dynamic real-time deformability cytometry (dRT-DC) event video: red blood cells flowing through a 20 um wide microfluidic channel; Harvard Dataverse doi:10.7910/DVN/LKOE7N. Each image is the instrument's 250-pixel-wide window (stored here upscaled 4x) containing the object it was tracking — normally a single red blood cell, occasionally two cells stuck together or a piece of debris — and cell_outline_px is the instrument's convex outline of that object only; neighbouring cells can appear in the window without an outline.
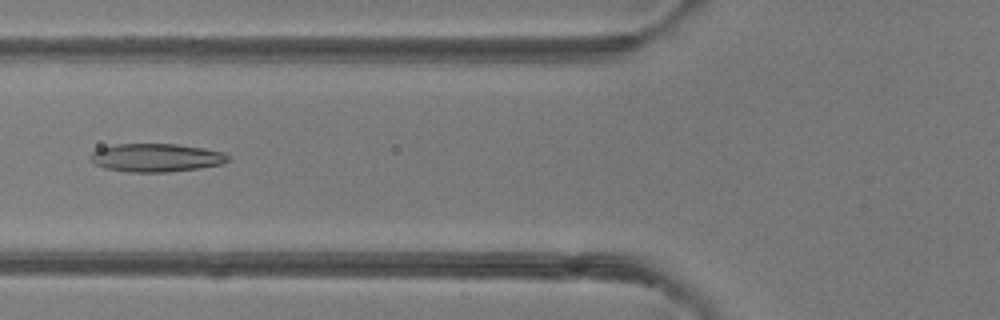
{"species": "common noctule bat (a hibernating species)", "species_latin": "Nyctalus noctula", "temperature_condition": "room temperature", "stored_images_in_passage": 6, "camera_frame_rate_fps": 3000, "um_per_image_px": 0.085, "animal": {"sex": "female"}, "frame": {"image": 1, "passage_image": 5, "time_ms": 5.667, "image_size_px": [1000, 320], "cell_outline_px": [[228, 160], [224, 164], [200, 168], [168, 172], [128, 172], [104, 168], [96, 164], [88, 156], [92, 152], [100, 148], [116, 144], [176, 144], [224, 152], [228, 156]], "centroid_in_image_um": [13.26, 13.41], "position_along_channel_um": 112.5, "area_um2": 22.6}}
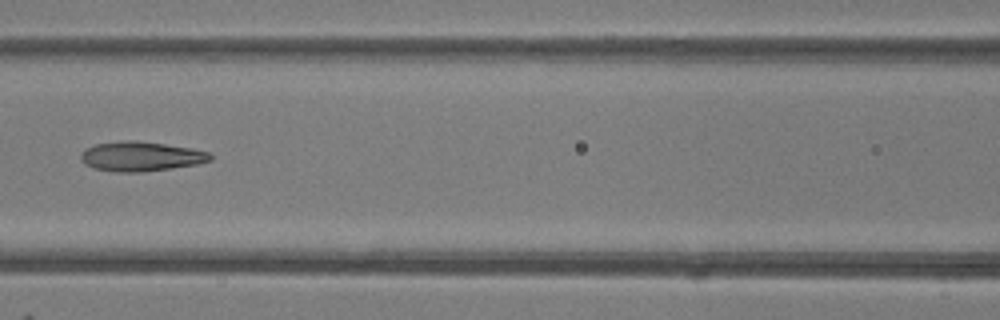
{"frame": {"image": 2, "passage_image": 6, "time_ms": 6.667, "image_size_px": [1000, 320], "cell_outline_px": [[212, 160], [196, 164], [172, 168], [140, 172], [116, 172], [92, 168], [84, 164], [80, 160], [80, 152], [84, 148], [96, 144], [124, 140], [136, 140], [192, 148], [208, 152], [212, 156]], "centroid_in_image_um": [11.92, 13.29], "position_along_channel_um": 154.7, "area_um2": 22.48}}